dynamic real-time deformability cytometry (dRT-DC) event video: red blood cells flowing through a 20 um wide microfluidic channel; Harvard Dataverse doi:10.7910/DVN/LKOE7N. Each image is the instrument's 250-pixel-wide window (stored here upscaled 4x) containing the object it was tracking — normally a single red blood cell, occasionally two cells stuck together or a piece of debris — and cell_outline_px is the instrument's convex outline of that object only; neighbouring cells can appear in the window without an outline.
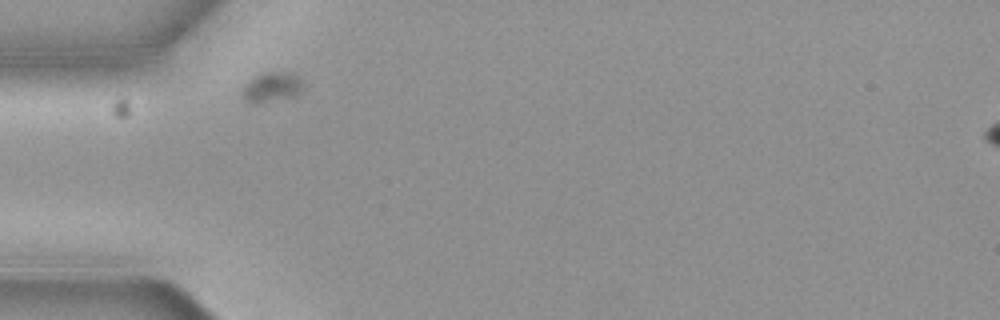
{"species": "common noctule bat (a hibernating species)", "species_latin": "Nyctalus noctula", "temperature_condition": "cold", "stored_images_in_passage": 1, "camera_frame_rate_fps": 3000, "um_per_image_px": 0.085, "animal": {"sex": "female", "body_mass_g": 19.3, "forearm_length_mm": 54.1}, "frame": {"image": 1, "passage_image": 1, "time_ms": 0.0, "image_size_px": [1000, 320], "cell_outline_px": [[304, 84], [300, 92], [296, 96], [252, 104], [240, 92], [244, 84], [260, 72], [292, 72], [300, 76]], "centroid_in_image_um": [23.13, 7.37], "position_along_channel_um": 61.9, "area_um2": 10.75}}